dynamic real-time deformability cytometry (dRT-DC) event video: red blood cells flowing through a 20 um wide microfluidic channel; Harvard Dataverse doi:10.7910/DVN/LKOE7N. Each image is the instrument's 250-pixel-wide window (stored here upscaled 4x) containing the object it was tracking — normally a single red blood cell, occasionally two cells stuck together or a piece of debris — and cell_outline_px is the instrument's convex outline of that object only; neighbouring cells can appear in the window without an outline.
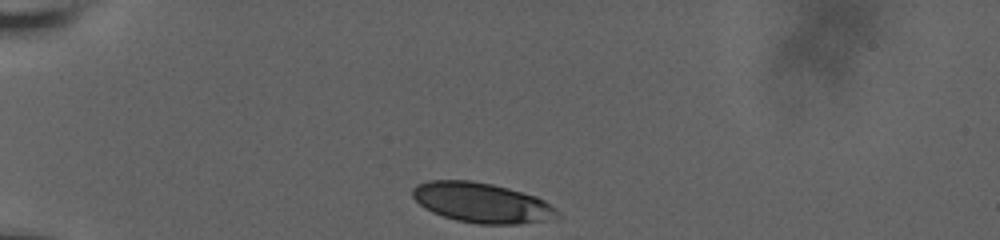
{"species": "human", "species_latin": "Homo sapiens", "temperature_condition": "room temperature", "stored_images_in_passage": 35, "camera_frame_rate_fps": 3000, "um_per_image_px": 0.085, "donor": {"sex": "male"}, "frame": {"image": 1, "passage_image": 1, "time_ms": 0.0, "image_size_px": [1000, 240], "cell_outline_px": [[560, 216], [544, 220], [520, 224], [480, 224], [456, 220], [432, 212], [424, 208], [412, 196], [412, 188], [416, 184], [428, 180], [472, 180], [492, 184], [508, 188], [536, 196], [544, 200], [556, 208], [560, 212]], "centroid_in_image_um": [40.94, 17.22], "position_along_channel_um": 44.1, "area_um2": 33.81}}
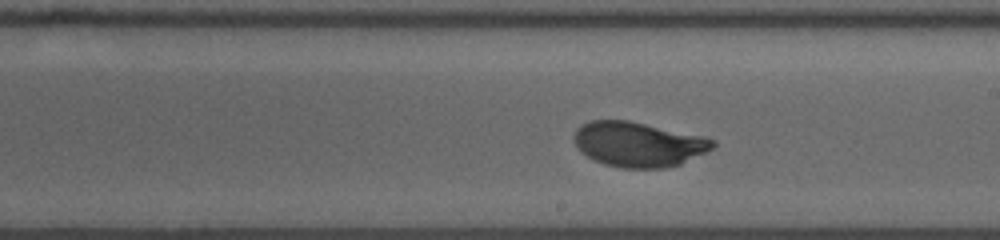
{"frame": {"image": 2, "passage_image": 21, "time_ms": 6.333, "image_size_px": [1000, 240], "cell_outline_px": [[716, 144], [712, 148], [680, 164], [664, 168], [620, 168], [604, 164], [592, 160], [580, 152], [572, 136], [576, 128], [580, 124], [592, 120], [628, 120], [704, 136], [716, 140]], "centroid_in_image_um": [54.21, 12.26], "position_along_channel_um": 234.8, "area_um2": 36.47}}
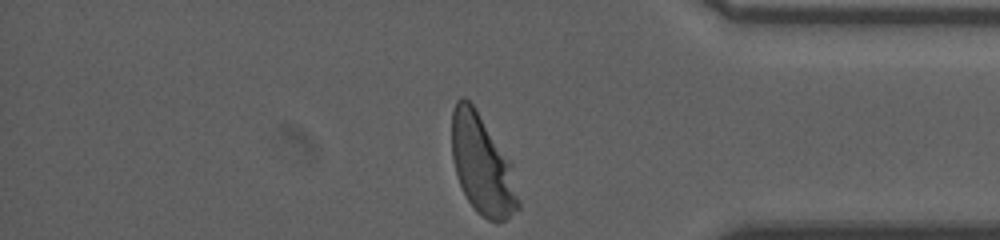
{"frame": {"image": 3, "passage_image": 35, "time_ms": 11.0, "image_size_px": [1000, 240], "cell_outline_px": [[520, 208], [504, 220], [488, 220], [480, 216], [476, 212], [468, 200], [460, 184], [452, 160], [452, 108], [456, 100], [460, 96], [464, 96], [476, 108], [512, 164], [520, 204]], "centroid_in_image_um": [40.98, 13.99], "position_along_channel_um": 394.2, "area_um2": 38.44}, "authors_computed_cell_mechanics": {"area_um2": 36.5296, "velocity_mm_per_s": 3.7279, "shape_relaxation_time_tau1_ms": 3.4582, "shape_relaxation_time_tau2_ms": null, "deformation_change_tau1": 0.1761, "deformation_change_tau2": null}}